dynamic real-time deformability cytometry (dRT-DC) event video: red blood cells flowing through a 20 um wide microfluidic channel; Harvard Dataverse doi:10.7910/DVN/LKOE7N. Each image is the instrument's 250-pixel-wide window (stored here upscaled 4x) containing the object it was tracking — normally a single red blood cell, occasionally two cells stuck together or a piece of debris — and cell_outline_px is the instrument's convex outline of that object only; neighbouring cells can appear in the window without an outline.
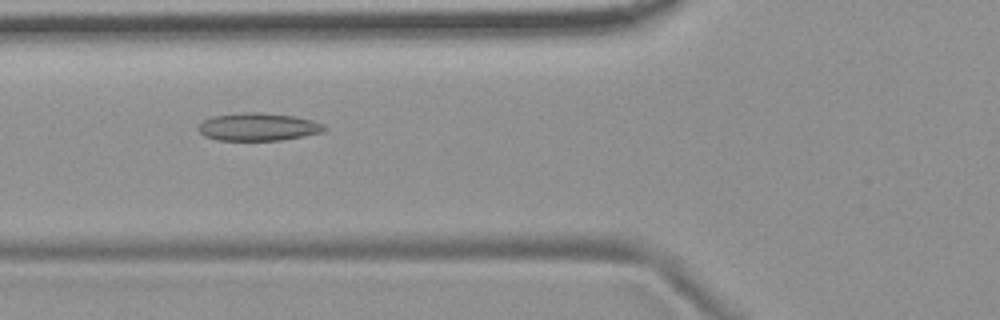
{"species": "common noctule bat (a hibernating species)", "species_latin": "Nyctalus noctula", "temperature_condition": "room temperature", "stored_images_in_passage": 55, "camera_frame_rate_fps": 3000, "um_per_image_px": 0.085, "animal": {"sex": "female", "body_mass_g": 19.9}, "frame": {"image": 1, "passage_image": 21, "time_ms": 6.667, "image_size_px": [1000, 320], "cell_outline_px": [[328, 128], [324, 132], [280, 140], [216, 140], [204, 136], [196, 128], [204, 120], [212, 116], [240, 112], [260, 112], [292, 116], [312, 120], [324, 124]], "centroid_in_image_um": [21.93, 10.78], "position_along_channel_um": 103.9, "area_um2": 20.46}}
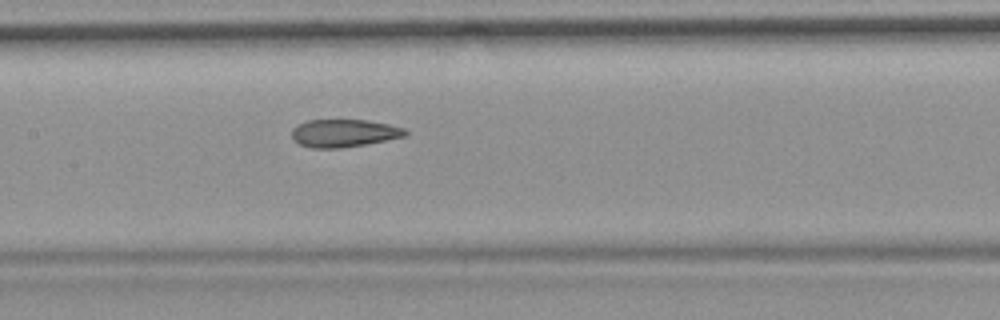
{"frame": {"image": 2, "passage_image": 27, "time_ms": 8.667, "image_size_px": [1000, 320], "cell_outline_px": [[408, 136], [364, 144], [340, 148], [312, 148], [300, 144], [292, 140], [292, 128], [296, 124], [308, 120], [368, 120], [388, 124], [404, 128], [408, 132]], "centroid_in_image_um": [29.22, 11.31], "position_along_channel_um": 178.2, "area_um2": 18.44}}
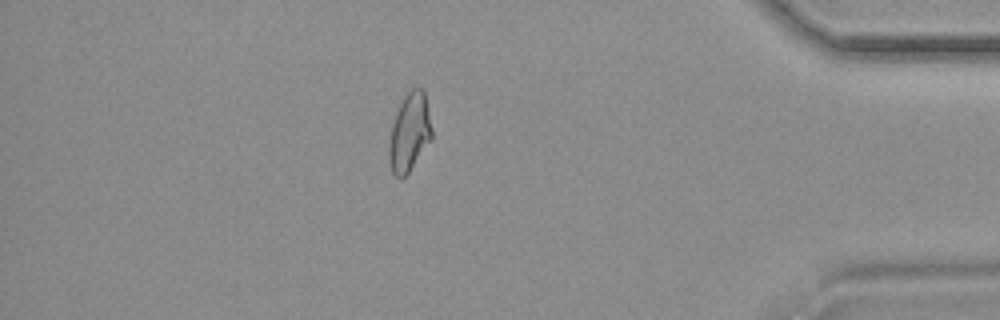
{"frame": {"image": 3, "passage_image": 48, "time_ms": 15.667, "image_size_px": [1000, 320], "cell_outline_px": [[432, 140], [408, 172], [400, 180], [392, 172], [388, 160], [388, 144], [392, 124], [396, 112], [404, 96], [412, 88], [424, 88], [432, 128]], "centroid_in_image_um": [34.8, 11.26], "position_along_channel_um": 400.4, "area_um2": 19.71}, "authors_computed_cell_mechanics": {"area_um2": 19.8832, "velocity_mm_per_s": 3.7048, "shape_relaxation_time_tau1_ms": null, "shape_relaxation_time_tau2_ms": 2.2251, "deformation_change_tau1": null, "deformation_change_tau2": 0.0855}}